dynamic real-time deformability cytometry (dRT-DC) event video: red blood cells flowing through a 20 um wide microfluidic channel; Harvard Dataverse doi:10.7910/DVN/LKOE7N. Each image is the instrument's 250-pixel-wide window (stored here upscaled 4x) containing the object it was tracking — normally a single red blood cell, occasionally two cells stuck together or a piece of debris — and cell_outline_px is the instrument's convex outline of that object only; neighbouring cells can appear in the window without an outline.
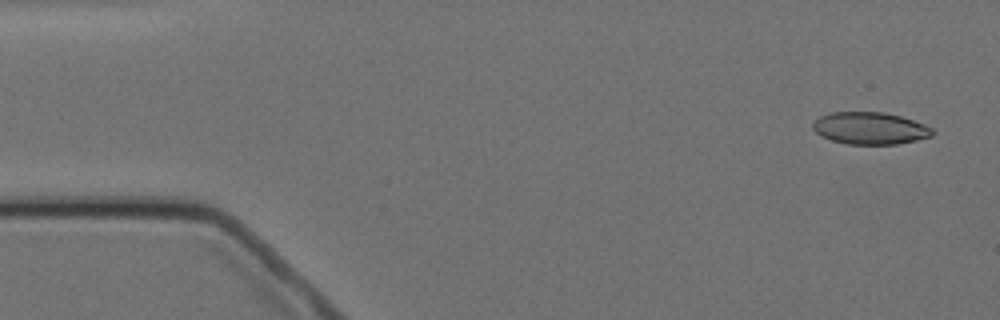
{"species": "Egyptian fruit bat (a non-hibernating species)", "species_latin": "Rousettus aegyptiacus", "temperature_condition": "cold", "stored_images_in_passage": 10, "camera_frame_rate_fps": 3000, "um_per_image_px": 0.085, "animal": {"sex": "female"}, "frame": {"image": 1, "passage_image": 1, "time_ms": 0.0, "image_size_px": [1000, 320], "cell_outline_px": [[936, 132], [932, 136], [916, 140], [896, 144], [848, 144], [832, 140], [820, 136], [812, 128], [812, 124], [820, 116], [832, 112], [884, 112], [900, 116], [924, 124], [932, 128]], "centroid_in_image_um": [73.96, 10.9], "position_along_channel_um": 11.0, "area_um2": 22.37}}
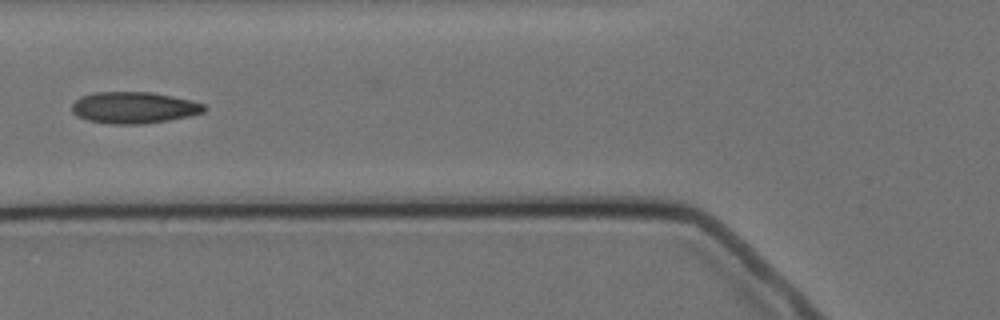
{"frame": {"image": 2, "passage_image": 6, "time_ms": 6.0, "image_size_px": [1000, 320], "cell_outline_px": [[208, 108], [204, 112], [188, 116], [168, 120], [144, 124], [112, 124], [88, 120], [76, 116], [72, 112], [72, 104], [80, 96], [92, 92], [152, 92], [192, 100], [204, 104]], "centroid_in_image_um": [11.38, 9.14], "position_along_channel_um": 114.4, "area_um2": 24.45}}
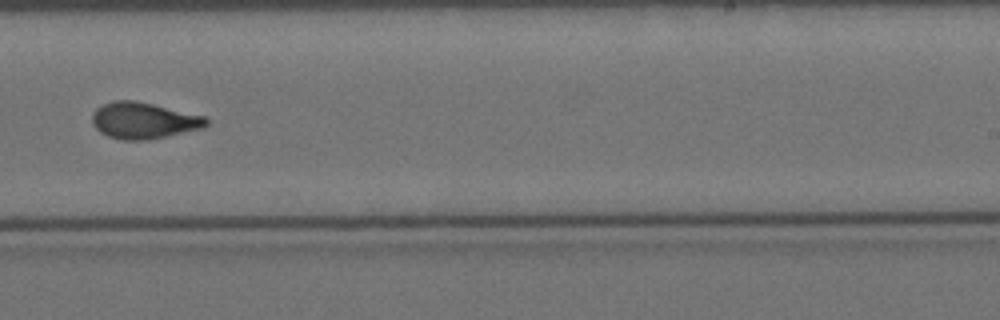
{"frame": {"image": 3, "passage_image": 10, "time_ms": 10.667, "image_size_px": [1000, 320], "cell_outline_px": [[208, 124], [204, 128], [168, 136], [144, 140], [120, 140], [108, 136], [100, 132], [92, 124], [92, 112], [100, 104], [112, 100], [132, 100], [152, 104], [208, 116]], "centroid_in_image_um": [12.21, 10.24], "position_along_channel_um": 276.8, "area_um2": 24.51}}